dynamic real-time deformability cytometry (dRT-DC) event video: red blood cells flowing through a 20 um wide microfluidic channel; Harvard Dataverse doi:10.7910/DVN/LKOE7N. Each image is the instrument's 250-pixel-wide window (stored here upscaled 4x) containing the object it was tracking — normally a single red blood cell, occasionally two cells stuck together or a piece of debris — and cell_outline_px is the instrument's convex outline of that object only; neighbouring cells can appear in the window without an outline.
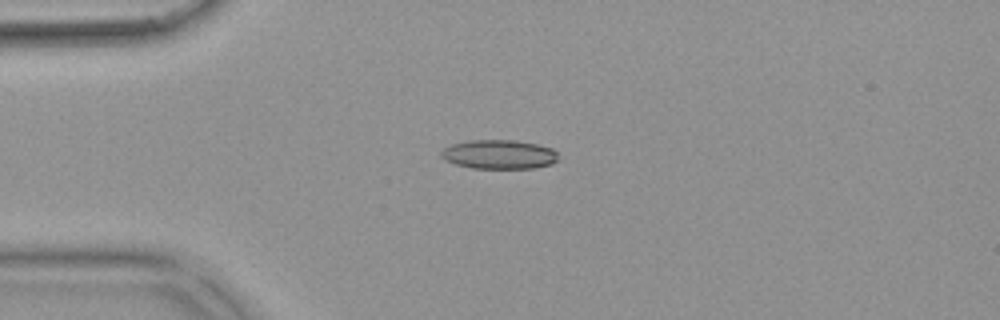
{"species": "common noctule bat (a hibernating species)", "species_latin": "Nyctalus noctula", "temperature_condition": "warm", "stored_images_in_passage": 52, "camera_frame_rate_fps": 3000, "um_per_image_px": 0.085, "animal": {"sex": "female", "body_mass_g": 18.4}, "frame": {"image": 1, "passage_image": 11, "time_ms": 3.333, "image_size_px": [1000, 320], "cell_outline_px": [[556, 160], [552, 164], [536, 168], [472, 168], [456, 164], [444, 160], [440, 156], [440, 152], [444, 148], [452, 144], [468, 140], [512, 140], [536, 144], [552, 148], [556, 152]], "centroid_in_image_um": [42.39, 13.12], "position_along_channel_um": 42.6, "area_um2": 19.83}}
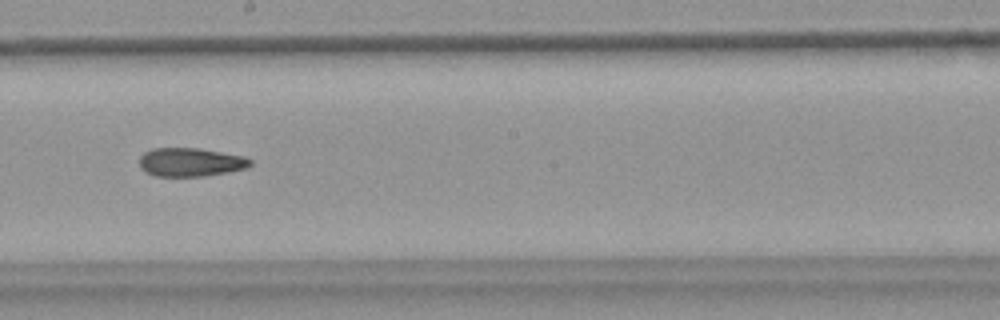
{"frame": {"image": 2, "passage_image": 28, "time_ms": 9.0, "image_size_px": [1000, 320], "cell_outline_px": [[252, 164], [248, 168], [228, 172], [204, 176], [156, 176], [144, 172], [140, 168], [140, 156], [144, 152], [152, 148], [200, 148], [244, 156], [252, 160]], "centroid_in_image_um": [16.2, 13.78], "position_along_channel_um": 232.0, "area_um2": 18.67}}
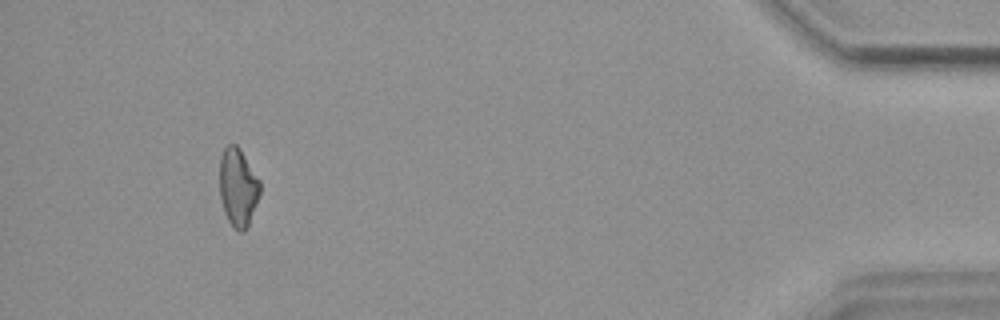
{"frame": {"image": 3, "passage_image": 48, "time_ms": 15.667, "image_size_px": [1000, 320], "cell_outline_px": [[260, 192], [248, 224], [244, 232], [240, 232], [228, 220], [224, 212], [220, 196], [220, 156], [224, 148], [228, 144], [236, 144], [240, 148], [260, 180]], "centroid_in_image_um": [20.22, 15.87], "position_along_channel_um": 415.0, "area_um2": 18.21}, "authors_computed_cell_mechanics": {"area_um2": 18.8139, "velocity_mm_per_s": 3.737, "shape_relaxation_time_tau1_ms": null, "shape_relaxation_time_tau2_ms": 5.6785, "deformation_change_tau1": null, "deformation_change_tau2": 0.1556}}